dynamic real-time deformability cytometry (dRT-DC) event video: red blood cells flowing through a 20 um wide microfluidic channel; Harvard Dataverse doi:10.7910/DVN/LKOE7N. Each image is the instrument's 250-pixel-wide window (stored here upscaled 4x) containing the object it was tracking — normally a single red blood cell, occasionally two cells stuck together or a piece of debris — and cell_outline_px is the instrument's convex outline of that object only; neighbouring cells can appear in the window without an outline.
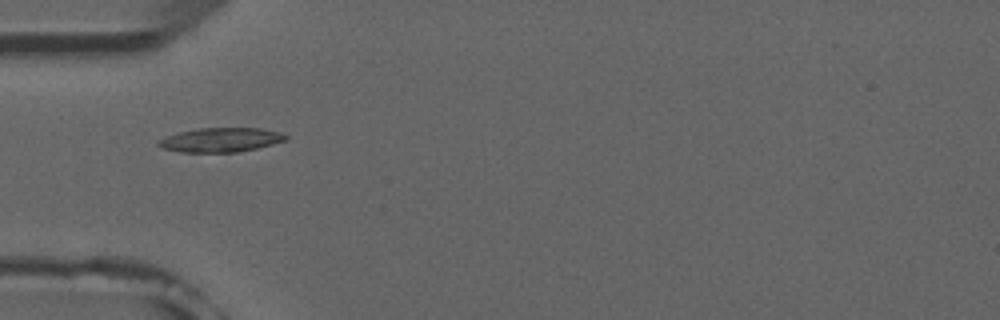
{"species": "common noctule bat (a hibernating species)", "species_latin": "Nyctalus noctula", "temperature_condition": "room temperature", "stored_images_in_passage": 7, "camera_frame_rate_fps": 3000, "um_per_image_px": 0.085, "animal": {"sex": "male", "forearm_length_mm": 52.5}, "frame": {"image": 1, "passage_image": 4, "time_ms": 4.333, "image_size_px": [1000, 320], "cell_outline_px": [[288, 140], [256, 148], [236, 152], [180, 152], [164, 148], [156, 144], [160, 140], [168, 136], [180, 132], [200, 128], [260, 128], [280, 132], [288, 136]], "centroid_in_image_um": [18.81, 11.89], "position_along_channel_um": 66.2, "area_um2": 17.74}}
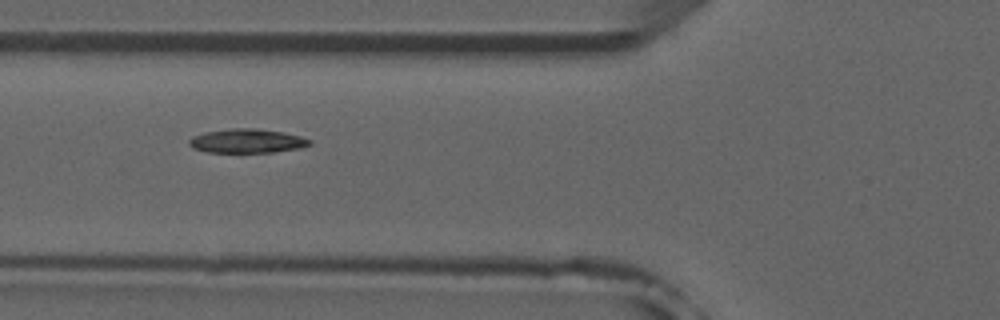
{"frame": {"image": 2, "passage_image": 5, "time_ms": 5.333, "image_size_px": [1000, 320], "cell_outline_px": [[312, 144], [300, 148], [272, 152], [208, 152], [192, 148], [188, 144], [188, 140], [192, 136], [204, 132], [232, 128], [256, 128], [284, 132], [300, 136], [312, 140]], "centroid_in_image_um": [20.99, 11.97], "position_along_channel_um": 104.8, "area_um2": 16.99}}
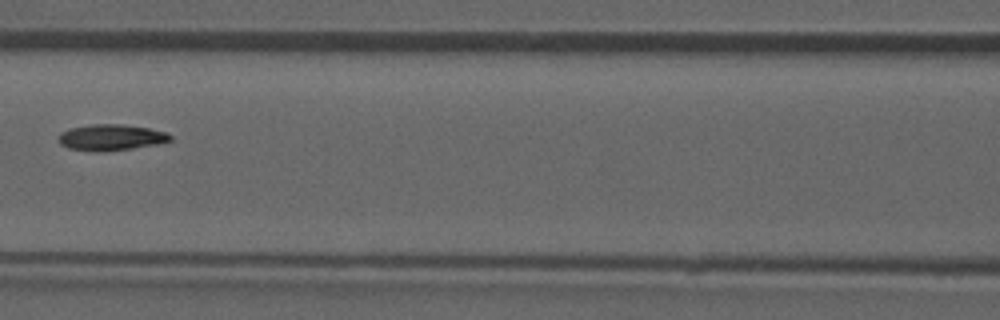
{"frame": {"image": 3, "passage_image": 6, "time_ms": 6.667, "image_size_px": [1000, 320], "cell_outline_px": [[172, 140], [160, 144], [104, 152], [96, 152], [68, 148], [60, 144], [60, 132], [72, 128], [92, 124], [120, 124], [148, 128], [164, 132], [172, 136]], "centroid_in_image_um": [9.45, 11.69], "position_along_channel_um": 157.1, "area_um2": 16.94}}